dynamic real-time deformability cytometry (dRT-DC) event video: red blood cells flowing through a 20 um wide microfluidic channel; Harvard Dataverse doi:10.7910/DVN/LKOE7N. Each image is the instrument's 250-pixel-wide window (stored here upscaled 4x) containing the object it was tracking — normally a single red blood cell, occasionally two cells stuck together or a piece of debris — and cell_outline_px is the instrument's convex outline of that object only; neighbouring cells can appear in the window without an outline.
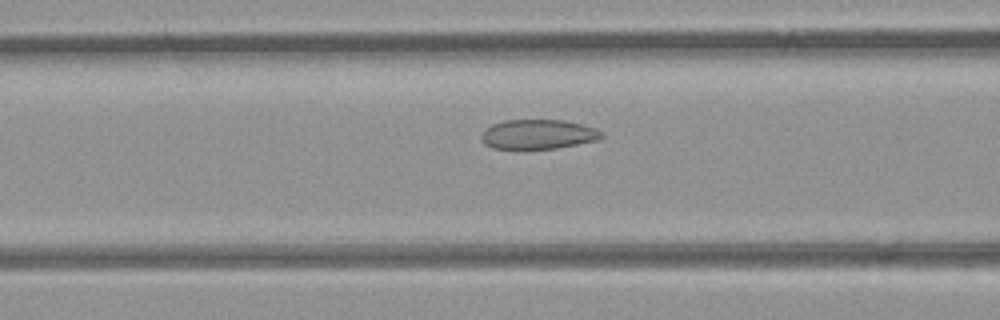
{"species": "common noctule bat (a hibernating species)", "species_latin": "Nyctalus noctula", "temperature_condition": "room temperature", "stored_images_in_passage": 52, "camera_frame_rate_fps": 3000, "um_per_image_px": 0.085, "animal": {"sex": "female", "body_mass_g": 21.9}, "frame": {"image": 1, "passage_image": 21, "time_ms": 6.667, "image_size_px": [1000, 320], "cell_outline_px": [[604, 136], [600, 140], [556, 148], [520, 152], [492, 148], [484, 144], [480, 140], [480, 132], [484, 128], [492, 124], [504, 120], [564, 120], [596, 128], [604, 132]], "centroid_in_image_um": [45.67, 11.46], "position_along_channel_um": 120.9, "area_um2": 21.85}}
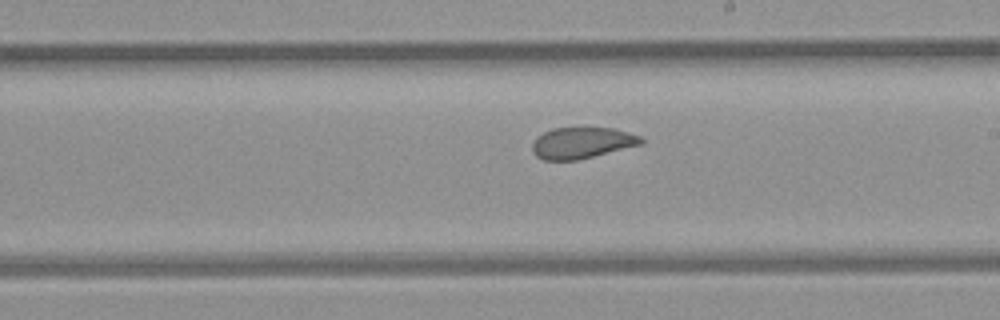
{"frame": {"image": 2, "passage_image": 30, "time_ms": 9.667, "image_size_px": [1000, 320], "cell_outline_px": [[644, 140], [640, 144], [576, 160], [544, 160], [536, 156], [532, 152], [532, 144], [536, 136], [552, 128], [584, 124], [612, 128], [628, 132], [640, 136]], "centroid_in_image_um": [49.4, 12.08], "position_along_channel_um": 239.6, "area_um2": 20.4}}
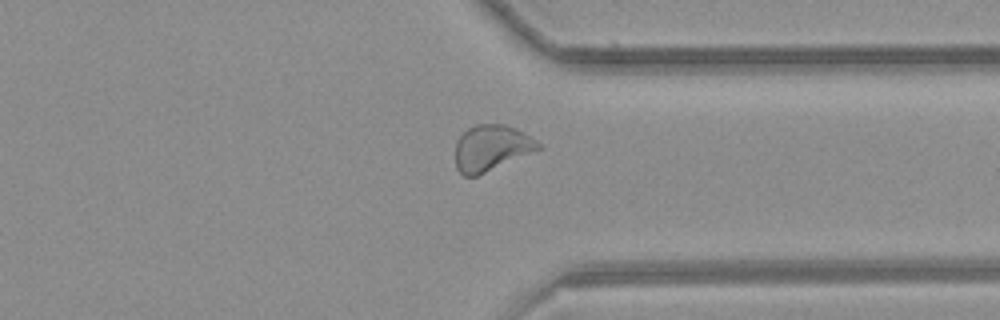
{"frame": {"image": 3, "passage_image": 40, "time_ms": 13.0, "image_size_px": [1000, 320], "cell_outline_px": [[544, 148], [476, 176], [464, 176], [456, 168], [456, 140], [468, 128], [476, 124], [504, 124], [516, 128], [536, 140]], "centroid_in_image_um": [41.78, 12.57], "position_along_channel_um": 369.6, "area_um2": 22.2}, "authors_computed_cell_mechanics": {"area_um2": 22.831, "velocity_mm_per_s": 3.9485, "shape_relaxation_time_tau1_ms": null, "shape_relaxation_time_tau2_ms": 1.3729, "deformation_change_tau1": null, "deformation_change_tau2": 0.0465}}